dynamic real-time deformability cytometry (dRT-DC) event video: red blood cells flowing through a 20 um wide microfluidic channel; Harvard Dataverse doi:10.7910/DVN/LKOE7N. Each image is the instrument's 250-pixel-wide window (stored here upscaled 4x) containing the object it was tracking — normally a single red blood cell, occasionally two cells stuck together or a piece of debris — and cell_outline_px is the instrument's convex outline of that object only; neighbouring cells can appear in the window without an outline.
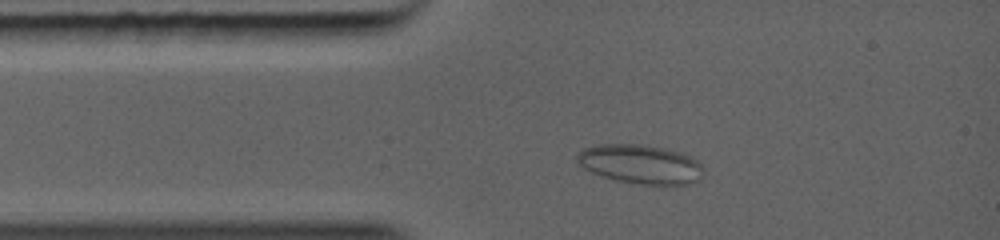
{"species": "common noctule bat (a hibernating species)", "species_latin": "Nyctalus noctula", "temperature_condition": "warm", "stored_images_in_passage": 12, "camera_frame_rate_fps": 5000, "um_per_image_px": 0.085, "animal": {"sex": "female", "body_mass_g": 19.0, "forearm_length_mm": 56.7}, "frame": {"image": 1, "passage_image": 3, "time_ms": 1.4, "image_size_px": [1000, 240], "cell_outline_px": [[704, 168], [700, 180], [692, 184], [632, 184], [616, 180], [592, 172], [584, 168], [576, 160], [576, 156], [584, 148], [596, 144], [640, 144], [664, 148], [680, 152], [692, 156]], "centroid_in_image_um": [54.46, 13.95], "position_along_channel_um": 30.5, "area_um2": 28.9}}
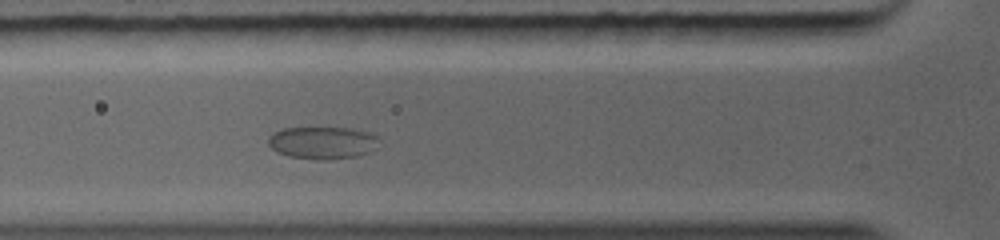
{"frame": {"image": 2, "passage_image": 6, "time_ms": 3.2, "image_size_px": [1000, 240], "cell_outline_px": [[380, 148], [356, 156], [328, 160], [320, 160], [288, 156], [276, 152], [268, 144], [268, 136], [272, 132], [284, 128], [348, 128], [368, 132], [376, 136], [380, 140]], "centroid_in_image_um": [27.43, 12.14], "position_along_channel_um": 98.4, "area_um2": 21.15}}
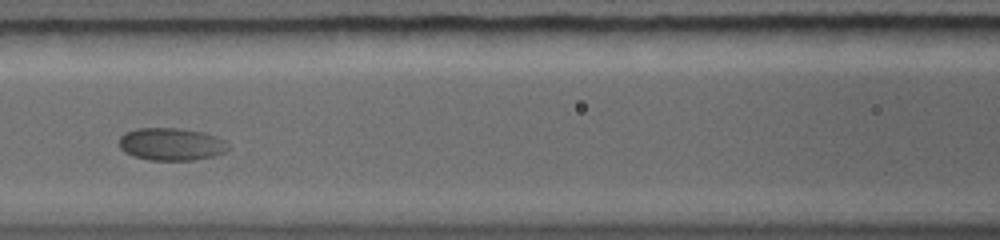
{"frame": {"image": 3, "passage_image": 9, "time_ms": 4.4, "image_size_px": [1000, 240], "cell_outline_px": [[228, 148], [224, 152], [212, 156], [192, 160], [148, 160], [132, 156], [124, 152], [120, 148], [120, 136], [124, 132], [136, 128], [176, 128], [204, 132], [216, 136], [224, 140], [228, 144]], "centroid_in_image_um": [14.52, 12.25], "position_along_channel_um": 152.1, "area_um2": 20.75}}